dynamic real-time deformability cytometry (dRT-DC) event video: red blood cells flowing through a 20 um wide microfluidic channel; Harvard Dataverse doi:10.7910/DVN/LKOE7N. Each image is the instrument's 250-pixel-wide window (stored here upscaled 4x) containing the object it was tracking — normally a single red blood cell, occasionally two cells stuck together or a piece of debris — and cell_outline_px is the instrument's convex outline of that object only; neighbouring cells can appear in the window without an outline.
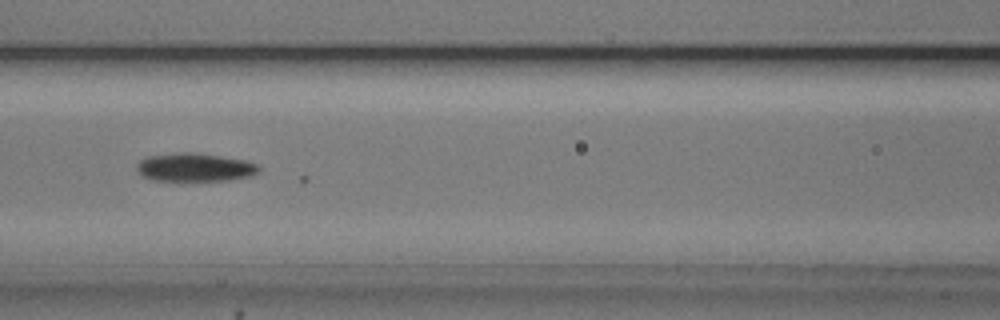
{"species": "common noctule bat (a hibernating species)", "species_latin": "Nyctalus noctula", "temperature_condition": "cold", "stored_images_in_passage": 20, "camera_frame_rate_fps": 3000, "um_per_image_px": 0.085, "animal": {"sex": "male", "body_mass_g": 20.5, "forearm_length_mm": 52.5}, "frame": {"image": 1, "passage_image": 10, "time_ms": 3.0, "image_size_px": [1000, 320], "cell_outline_px": [[260, 172], [252, 176], [228, 180], [152, 180], [144, 176], [136, 168], [136, 164], [140, 160], [148, 156], [180, 152], [188, 152], [220, 156], [244, 160], [256, 164], [260, 168]], "centroid_in_image_um": [16.57, 14.22], "position_along_channel_um": 150.0, "area_um2": 19.94}}